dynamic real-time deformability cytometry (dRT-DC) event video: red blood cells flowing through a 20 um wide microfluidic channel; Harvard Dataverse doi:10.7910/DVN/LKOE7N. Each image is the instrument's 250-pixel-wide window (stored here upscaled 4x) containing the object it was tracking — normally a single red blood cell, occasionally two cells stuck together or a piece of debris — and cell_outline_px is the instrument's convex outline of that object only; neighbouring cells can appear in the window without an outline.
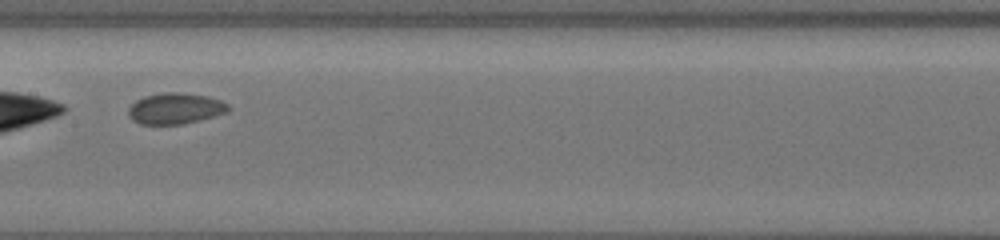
{"species": "common noctule bat (a hibernating species)", "species_latin": "Nyctalus noctula", "temperature_condition": "cold", "stored_images_in_passage": 84, "camera_frame_rate_fps": 3000, "um_per_image_px": 0.085, "animal": {"sex": "female", "body_mass_g": 19.5, "forearm_length_mm": 54.1}, "frame": {"image": 1, "passage_image": 40, "time_ms": 7.0, "image_size_px": [1000, 240], "cell_outline_px": [[232, 108], [228, 112], [200, 120], [184, 124], [140, 124], [132, 120], [128, 116], [128, 108], [136, 100], [144, 96], [160, 92], [176, 92], [208, 96], [220, 100], [228, 104]], "centroid_in_image_um": [14.9, 9.22], "position_along_channel_um": 192.5, "area_um2": 18.26}}
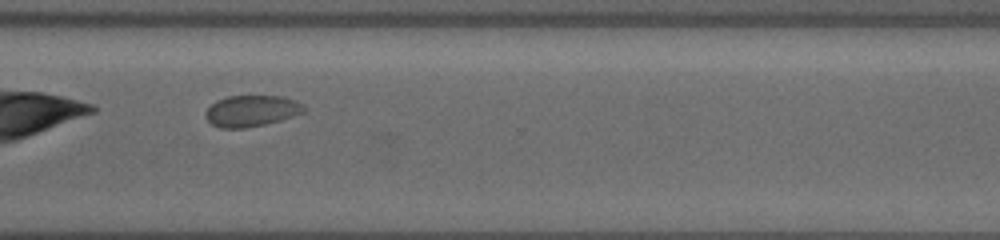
{"frame": {"image": 2, "passage_image": 61, "time_ms": 11.333, "image_size_px": [1000, 240], "cell_outline_px": [[304, 112], [280, 120], [264, 124], [244, 128], [220, 128], [212, 124], [204, 116], [204, 112], [216, 100], [228, 96], [284, 96], [296, 100], [304, 108]], "centroid_in_image_um": [21.34, 9.42], "position_along_channel_um": 349.3, "area_um2": 17.8}}
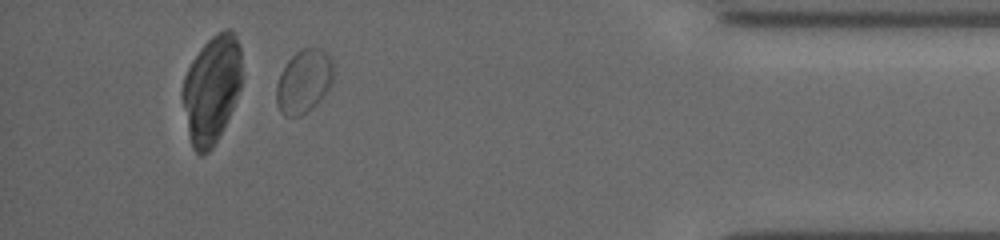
{"frame": {"image": 3, "passage_image": 77, "time_ms": 14.0, "image_size_px": [1000, 240], "cell_outline_px": [[332, 84], [324, 96], [312, 108], [300, 116], [284, 116], [280, 112], [276, 104], [276, 84], [288, 60], [300, 48], [320, 48], [332, 60]], "centroid_in_image_um": [25.81, 6.94], "position_along_channel_um": 409.4, "area_um2": 21.04}, "authors_computed_cell_mechanics": {"area_um2": 18.5249, "velocity_mm_per_s": 3.6097, "shape_relaxation_time_tau1_ms": 3.3683, "shape_relaxation_time_tau2_ms": 0.8406, "deformation_change_tau1": 0.0497, "deformation_change_tau2": 0.0445}}